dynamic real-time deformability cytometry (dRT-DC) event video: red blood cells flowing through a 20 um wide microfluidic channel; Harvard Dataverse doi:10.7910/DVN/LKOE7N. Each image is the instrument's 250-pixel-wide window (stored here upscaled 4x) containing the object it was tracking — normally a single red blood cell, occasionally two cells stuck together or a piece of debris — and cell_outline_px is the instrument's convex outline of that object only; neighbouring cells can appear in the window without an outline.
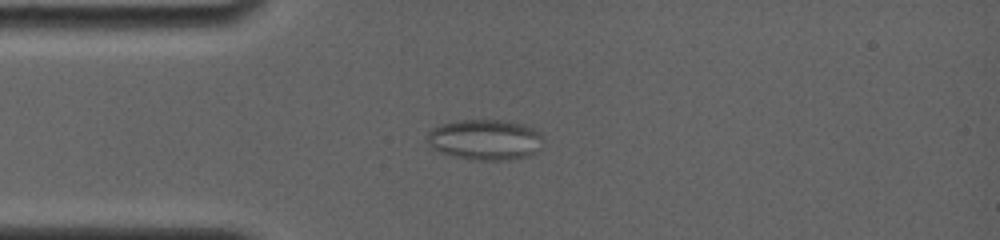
{"species": "common noctule bat (a hibernating species)", "species_latin": "Nyctalus noctula", "temperature_condition": "room temperature", "stored_images_in_passage": 43, "camera_frame_rate_fps": 4000, "um_per_image_px": 0.085, "animal": {"sex": "female", "body_mass_g": 19.0, "forearm_length_mm": 56.7}, "frame": {"image": 1, "passage_image": 16, "time_ms": 3.75, "image_size_px": [1000, 240], "cell_outline_px": [[544, 140], [540, 152], [528, 156], [504, 160], [472, 160], [440, 152], [432, 148], [424, 140], [428, 132], [432, 128], [444, 124], [460, 120], [508, 120], [524, 124], [540, 132]], "centroid_in_image_um": [41.27, 11.87], "position_along_channel_um": 43.7, "area_um2": 27.86}}
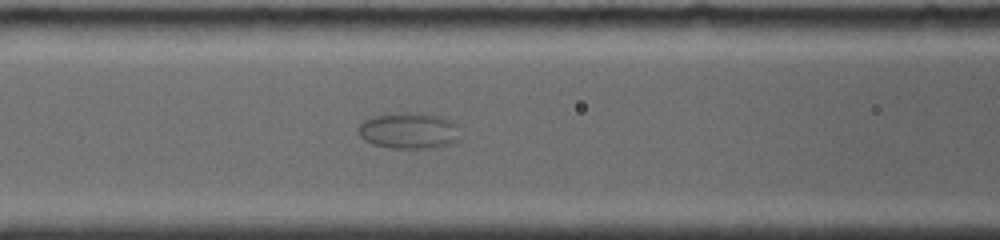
{"frame": {"image": 2, "passage_image": 32, "time_ms": 6.5, "image_size_px": [1000, 240], "cell_outline_px": [[460, 140], [448, 144], [428, 148], [388, 148], [372, 144], [364, 140], [356, 132], [360, 124], [364, 120], [376, 116], [440, 116], [456, 124]], "centroid_in_image_um": [34.72, 11.19], "position_along_channel_um": 131.9, "area_um2": 20.35}}
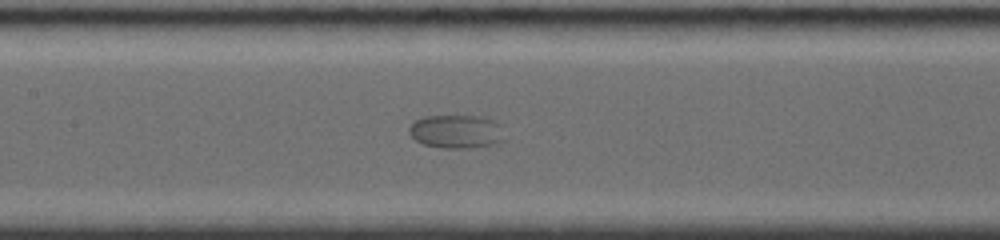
{"frame": {"image": 3, "passage_image": 38, "time_ms": 7.5, "image_size_px": [1000, 240], "cell_outline_px": [[504, 140], [496, 144], [468, 148], [440, 148], [424, 144], [416, 140], [408, 132], [408, 128], [416, 120], [428, 116], [472, 116], [488, 120], [496, 124]], "centroid_in_image_um": [38.71, 11.21], "position_along_channel_um": 168.7, "area_um2": 18.03}}